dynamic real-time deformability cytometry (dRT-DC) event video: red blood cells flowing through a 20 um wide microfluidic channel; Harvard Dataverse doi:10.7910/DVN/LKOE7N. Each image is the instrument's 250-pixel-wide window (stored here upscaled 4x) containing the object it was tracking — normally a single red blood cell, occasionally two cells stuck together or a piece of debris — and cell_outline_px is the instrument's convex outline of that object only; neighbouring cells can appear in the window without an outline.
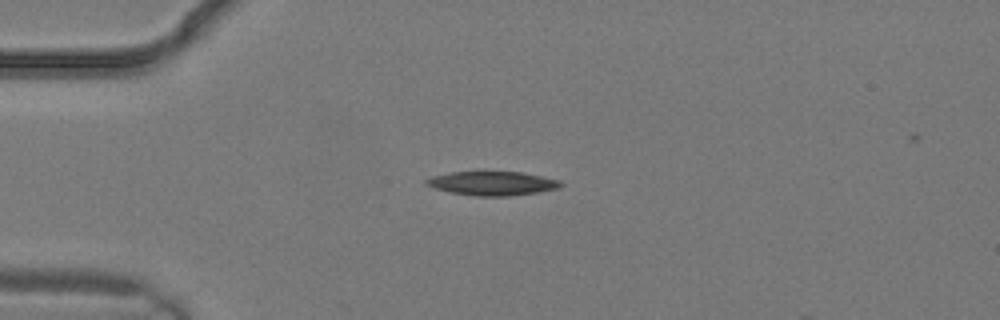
{"species": "common noctule bat (a hibernating species)", "species_latin": "Nyctalus noctula", "temperature_condition": "warm", "stored_images_in_passage": 2, "camera_frame_rate_fps": 3000, "um_per_image_px": 0.085, "animal": {"sex": "male", "body_mass_g": 19.2, "forearm_length_mm": 51.8}, "frame": {"image": 1, "passage_image": 2, "time_ms": 0.333, "image_size_px": [1000, 320], "cell_outline_px": [[564, 184], [560, 188], [536, 192], [508, 196], [476, 196], [452, 192], [436, 188], [424, 184], [424, 180], [432, 176], [452, 172], [520, 172], [560, 180]], "centroid_in_image_um": [41.86, 15.58], "position_along_channel_um": 43.1, "area_um2": 18.55}}